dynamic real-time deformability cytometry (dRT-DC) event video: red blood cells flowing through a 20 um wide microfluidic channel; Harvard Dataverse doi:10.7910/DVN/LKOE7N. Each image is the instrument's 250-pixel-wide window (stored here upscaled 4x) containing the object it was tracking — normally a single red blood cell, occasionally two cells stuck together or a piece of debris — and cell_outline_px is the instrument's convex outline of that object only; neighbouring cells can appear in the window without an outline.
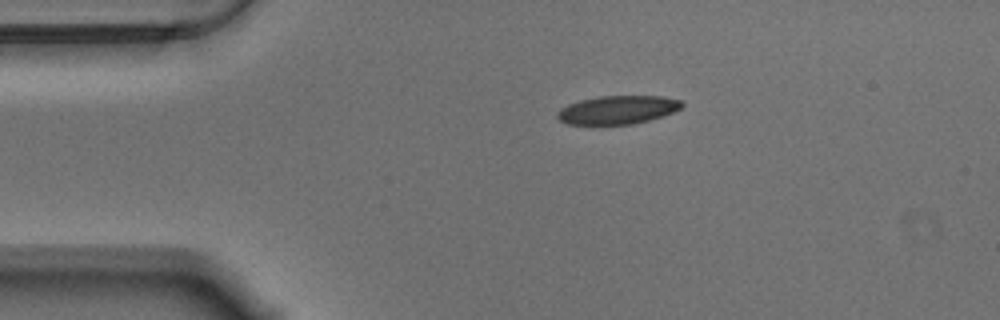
{"species": "Egyptian fruit bat (a non-hibernating species)", "species_latin": "Rousettus aegyptiacus", "temperature_condition": "warm", "stored_images_in_passage": 47, "camera_frame_rate_fps": 3000, "um_per_image_px": 0.085, "animal": {"sex": "male"}, "frame": {"image": 1, "passage_image": 1, "time_ms": 0.0, "image_size_px": [1000, 320], "cell_outline_px": [[684, 104], [680, 108], [672, 112], [648, 120], [632, 124], [568, 124], [560, 120], [556, 116], [556, 112], [560, 108], [568, 104], [580, 100], [600, 96], [664, 96], [680, 100]], "centroid_in_image_um": [52.47, 9.33], "position_along_channel_um": 32.5, "area_um2": 20.46}}
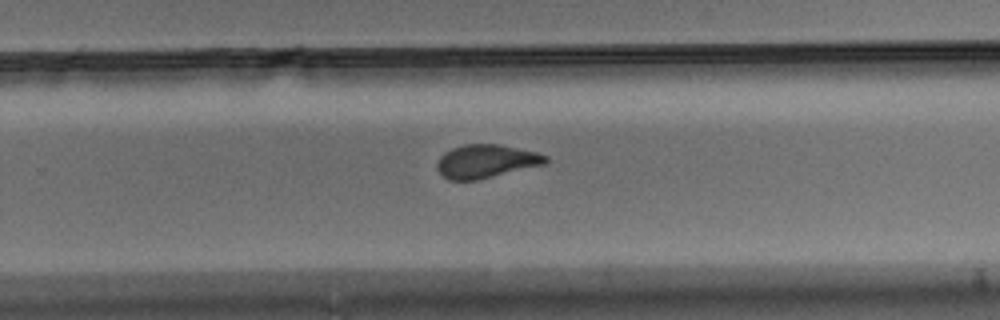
{"frame": {"image": 2, "passage_image": 26, "time_ms": 8.333, "image_size_px": [1000, 320], "cell_outline_px": [[548, 160], [544, 164], [476, 180], [448, 180], [436, 168], [436, 164], [440, 156], [444, 152], [452, 148], [464, 144], [500, 144], [536, 152], [548, 156]], "centroid_in_image_um": [41.28, 13.7], "position_along_channel_um": 288.5, "area_um2": 20.98}}
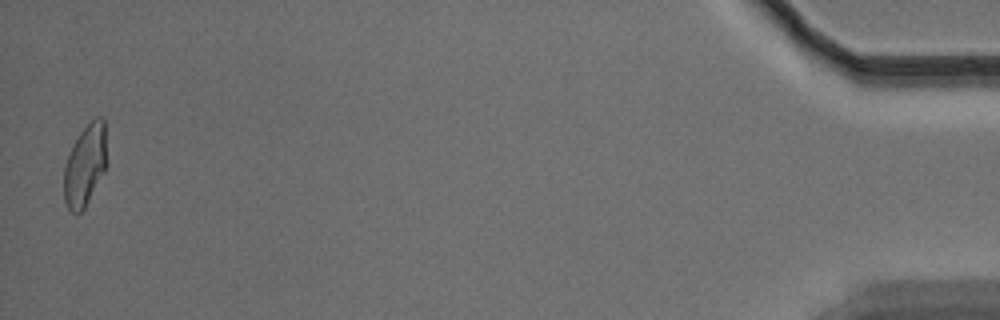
{"frame": {"image": 3, "passage_image": 46, "time_ms": 15.0, "image_size_px": [1000, 320], "cell_outline_px": [[108, 164], [104, 172], [84, 208], [76, 216], [68, 208], [64, 200], [64, 164], [72, 144], [80, 132], [96, 116], [104, 116]], "centroid_in_image_um": [7.25, 14.02], "position_along_channel_um": 428.0, "area_um2": 20.75}, "authors_computed_cell_mechanics": {"area_um2": 21.5594, "velocity_mm_per_s": 3.5326, "shape_relaxation_time_tau1_ms": 6.5397, "shape_relaxation_time_tau2_ms": 1.3608, "deformation_change_tau1": 0.1705, "deformation_change_tau2": 0.0696}}